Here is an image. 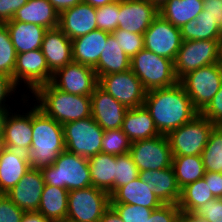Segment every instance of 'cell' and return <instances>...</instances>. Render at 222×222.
Listing matches in <instances>:
<instances>
[{"label":"cell","mask_w":222,"mask_h":222,"mask_svg":"<svg viewBox=\"0 0 222 222\" xmlns=\"http://www.w3.org/2000/svg\"><path fill=\"white\" fill-rule=\"evenodd\" d=\"M32 96L36 106L61 125L91 116L90 96L61 91L51 82L38 87Z\"/></svg>","instance_id":"cell-3"},{"label":"cell","mask_w":222,"mask_h":222,"mask_svg":"<svg viewBox=\"0 0 222 222\" xmlns=\"http://www.w3.org/2000/svg\"><path fill=\"white\" fill-rule=\"evenodd\" d=\"M10 21L32 23L46 29H54L59 25V13L48 0H28L16 11Z\"/></svg>","instance_id":"cell-25"},{"label":"cell","mask_w":222,"mask_h":222,"mask_svg":"<svg viewBox=\"0 0 222 222\" xmlns=\"http://www.w3.org/2000/svg\"><path fill=\"white\" fill-rule=\"evenodd\" d=\"M179 82L201 112L217 94L222 85V64L214 63L188 72Z\"/></svg>","instance_id":"cell-7"},{"label":"cell","mask_w":222,"mask_h":222,"mask_svg":"<svg viewBox=\"0 0 222 222\" xmlns=\"http://www.w3.org/2000/svg\"><path fill=\"white\" fill-rule=\"evenodd\" d=\"M205 172L222 173V126L216 125L202 151Z\"/></svg>","instance_id":"cell-36"},{"label":"cell","mask_w":222,"mask_h":222,"mask_svg":"<svg viewBox=\"0 0 222 222\" xmlns=\"http://www.w3.org/2000/svg\"><path fill=\"white\" fill-rule=\"evenodd\" d=\"M129 153L139 172L172 167V151L166 135L131 143Z\"/></svg>","instance_id":"cell-12"},{"label":"cell","mask_w":222,"mask_h":222,"mask_svg":"<svg viewBox=\"0 0 222 222\" xmlns=\"http://www.w3.org/2000/svg\"><path fill=\"white\" fill-rule=\"evenodd\" d=\"M31 169L24 152L5 148L0 157V191L7 193Z\"/></svg>","instance_id":"cell-26"},{"label":"cell","mask_w":222,"mask_h":222,"mask_svg":"<svg viewBox=\"0 0 222 222\" xmlns=\"http://www.w3.org/2000/svg\"><path fill=\"white\" fill-rule=\"evenodd\" d=\"M44 185L42 171L31 168L5 195L21 210L37 211Z\"/></svg>","instance_id":"cell-18"},{"label":"cell","mask_w":222,"mask_h":222,"mask_svg":"<svg viewBox=\"0 0 222 222\" xmlns=\"http://www.w3.org/2000/svg\"><path fill=\"white\" fill-rule=\"evenodd\" d=\"M118 29L141 34L159 15V9L147 0H119Z\"/></svg>","instance_id":"cell-16"},{"label":"cell","mask_w":222,"mask_h":222,"mask_svg":"<svg viewBox=\"0 0 222 222\" xmlns=\"http://www.w3.org/2000/svg\"><path fill=\"white\" fill-rule=\"evenodd\" d=\"M25 115L5 112L3 121V141L5 147L26 153L32 142V107ZM12 114V115H11Z\"/></svg>","instance_id":"cell-19"},{"label":"cell","mask_w":222,"mask_h":222,"mask_svg":"<svg viewBox=\"0 0 222 222\" xmlns=\"http://www.w3.org/2000/svg\"><path fill=\"white\" fill-rule=\"evenodd\" d=\"M21 222H52L37 211L25 212Z\"/></svg>","instance_id":"cell-52"},{"label":"cell","mask_w":222,"mask_h":222,"mask_svg":"<svg viewBox=\"0 0 222 222\" xmlns=\"http://www.w3.org/2000/svg\"><path fill=\"white\" fill-rule=\"evenodd\" d=\"M92 186L113 194L116 178V156L98 153L88 158Z\"/></svg>","instance_id":"cell-31"},{"label":"cell","mask_w":222,"mask_h":222,"mask_svg":"<svg viewBox=\"0 0 222 222\" xmlns=\"http://www.w3.org/2000/svg\"><path fill=\"white\" fill-rule=\"evenodd\" d=\"M130 69L146 91L170 87L179 82L175 74L174 61L145 48L131 58Z\"/></svg>","instance_id":"cell-5"},{"label":"cell","mask_w":222,"mask_h":222,"mask_svg":"<svg viewBox=\"0 0 222 222\" xmlns=\"http://www.w3.org/2000/svg\"><path fill=\"white\" fill-rule=\"evenodd\" d=\"M172 168L180 189L203 178L205 175L201 155L173 156Z\"/></svg>","instance_id":"cell-33"},{"label":"cell","mask_w":222,"mask_h":222,"mask_svg":"<svg viewBox=\"0 0 222 222\" xmlns=\"http://www.w3.org/2000/svg\"><path fill=\"white\" fill-rule=\"evenodd\" d=\"M109 34L110 32L96 29L71 40L73 61L94 68L98 64Z\"/></svg>","instance_id":"cell-23"},{"label":"cell","mask_w":222,"mask_h":222,"mask_svg":"<svg viewBox=\"0 0 222 222\" xmlns=\"http://www.w3.org/2000/svg\"><path fill=\"white\" fill-rule=\"evenodd\" d=\"M139 177V170L130 153L116 156V178L113 193L121 186L126 185Z\"/></svg>","instance_id":"cell-39"},{"label":"cell","mask_w":222,"mask_h":222,"mask_svg":"<svg viewBox=\"0 0 222 222\" xmlns=\"http://www.w3.org/2000/svg\"><path fill=\"white\" fill-rule=\"evenodd\" d=\"M5 148H6L5 143H4L3 139H1L0 140V157L2 156V153H3Z\"/></svg>","instance_id":"cell-59"},{"label":"cell","mask_w":222,"mask_h":222,"mask_svg":"<svg viewBox=\"0 0 222 222\" xmlns=\"http://www.w3.org/2000/svg\"><path fill=\"white\" fill-rule=\"evenodd\" d=\"M110 201L109 193L94 186L71 190L66 218L78 222H99L110 207Z\"/></svg>","instance_id":"cell-9"},{"label":"cell","mask_w":222,"mask_h":222,"mask_svg":"<svg viewBox=\"0 0 222 222\" xmlns=\"http://www.w3.org/2000/svg\"><path fill=\"white\" fill-rule=\"evenodd\" d=\"M60 14L62 11L74 7L82 2V0H48Z\"/></svg>","instance_id":"cell-51"},{"label":"cell","mask_w":222,"mask_h":222,"mask_svg":"<svg viewBox=\"0 0 222 222\" xmlns=\"http://www.w3.org/2000/svg\"><path fill=\"white\" fill-rule=\"evenodd\" d=\"M131 59L124 53L112 33L102 51L98 64L94 67L97 77L130 70Z\"/></svg>","instance_id":"cell-29"},{"label":"cell","mask_w":222,"mask_h":222,"mask_svg":"<svg viewBox=\"0 0 222 222\" xmlns=\"http://www.w3.org/2000/svg\"><path fill=\"white\" fill-rule=\"evenodd\" d=\"M68 194L67 189L45 184L37 212L52 222H62L67 217Z\"/></svg>","instance_id":"cell-30"},{"label":"cell","mask_w":222,"mask_h":222,"mask_svg":"<svg viewBox=\"0 0 222 222\" xmlns=\"http://www.w3.org/2000/svg\"><path fill=\"white\" fill-rule=\"evenodd\" d=\"M99 222H123L118 213L110 206L102 215Z\"/></svg>","instance_id":"cell-53"},{"label":"cell","mask_w":222,"mask_h":222,"mask_svg":"<svg viewBox=\"0 0 222 222\" xmlns=\"http://www.w3.org/2000/svg\"><path fill=\"white\" fill-rule=\"evenodd\" d=\"M110 204H131L157 209L163 203L154 194L153 189L140 177L130 183L119 187L111 196Z\"/></svg>","instance_id":"cell-24"},{"label":"cell","mask_w":222,"mask_h":222,"mask_svg":"<svg viewBox=\"0 0 222 222\" xmlns=\"http://www.w3.org/2000/svg\"><path fill=\"white\" fill-rule=\"evenodd\" d=\"M16 51L6 24H0V74L8 76L14 83Z\"/></svg>","instance_id":"cell-37"},{"label":"cell","mask_w":222,"mask_h":222,"mask_svg":"<svg viewBox=\"0 0 222 222\" xmlns=\"http://www.w3.org/2000/svg\"><path fill=\"white\" fill-rule=\"evenodd\" d=\"M32 142L25 153L31 168L42 170L54 163L65 150L63 127L40 110L32 107Z\"/></svg>","instance_id":"cell-2"},{"label":"cell","mask_w":222,"mask_h":222,"mask_svg":"<svg viewBox=\"0 0 222 222\" xmlns=\"http://www.w3.org/2000/svg\"><path fill=\"white\" fill-rule=\"evenodd\" d=\"M58 27L70 40L84 36L98 29L96 8L88 3L81 2L64 10L59 14Z\"/></svg>","instance_id":"cell-20"},{"label":"cell","mask_w":222,"mask_h":222,"mask_svg":"<svg viewBox=\"0 0 222 222\" xmlns=\"http://www.w3.org/2000/svg\"><path fill=\"white\" fill-rule=\"evenodd\" d=\"M123 222H147L153 209L131 204H110Z\"/></svg>","instance_id":"cell-42"},{"label":"cell","mask_w":222,"mask_h":222,"mask_svg":"<svg viewBox=\"0 0 222 222\" xmlns=\"http://www.w3.org/2000/svg\"><path fill=\"white\" fill-rule=\"evenodd\" d=\"M16 88L10 77L0 74V111L7 112L11 109L5 102L7 97L9 98V96H12L13 92L16 91Z\"/></svg>","instance_id":"cell-48"},{"label":"cell","mask_w":222,"mask_h":222,"mask_svg":"<svg viewBox=\"0 0 222 222\" xmlns=\"http://www.w3.org/2000/svg\"><path fill=\"white\" fill-rule=\"evenodd\" d=\"M130 147L131 142L121 128L104 131L102 153L118 156L129 153Z\"/></svg>","instance_id":"cell-38"},{"label":"cell","mask_w":222,"mask_h":222,"mask_svg":"<svg viewBox=\"0 0 222 222\" xmlns=\"http://www.w3.org/2000/svg\"><path fill=\"white\" fill-rule=\"evenodd\" d=\"M202 15L210 16L222 32V0H203Z\"/></svg>","instance_id":"cell-49"},{"label":"cell","mask_w":222,"mask_h":222,"mask_svg":"<svg viewBox=\"0 0 222 222\" xmlns=\"http://www.w3.org/2000/svg\"><path fill=\"white\" fill-rule=\"evenodd\" d=\"M216 125L198 114L193 120L169 132L168 139L173 156L201 155L209 135Z\"/></svg>","instance_id":"cell-6"},{"label":"cell","mask_w":222,"mask_h":222,"mask_svg":"<svg viewBox=\"0 0 222 222\" xmlns=\"http://www.w3.org/2000/svg\"><path fill=\"white\" fill-rule=\"evenodd\" d=\"M139 177L153 189L154 194L163 204H178L181 189L172 167L140 171Z\"/></svg>","instance_id":"cell-22"},{"label":"cell","mask_w":222,"mask_h":222,"mask_svg":"<svg viewBox=\"0 0 222 222\" xmlns=\"http://www.w3.org/2000/svg\"><path fill=\"white\" fill-rule=\"evenodd\" d=\"M90 98L91 116L104 131L122 128L128 108L115 100L99 85Z\"/></svg>","instance_id":"cell-17"},{"label":"cell","mask_w":222,"mask_h":222,"mask_svg":"<svg viewBox=\"0 0 222 222\" xmlns=\"http://www.w3.org/2000/svg\"><path fill=\"white\" fill-rule=\"evenodd\" d=\"M152 5L156 6L158 9H160L168 0H147Z\"/></svg>","instance_id":"cell-56"},{"label":"cell","mask_w":222,"mask_h":222,"mask_svg":"<svg viewBox=\"0 0 222 222\" xmlns=\"http://www.w3.org/2000/svg\"><path fill=\"white\" fill-rule=\"evenodd\" d=\"M219 58H220V63L222 64V33L219 39Z\"/></svg>","instance_id":"cell-58"},{"label":"cell","mask_w":222,"mask_h":222,"mask_svg":"<svg viewBox=\"0 0 222 222\" xmlns=\"http://www.w3.org/2000/svg\"><path fill=\"white\" fill-rule=\"evenodd\" d=\"M24 213L5 194L0 195V222H21Z\"/></svg>","instance_id":"cell-45"},{"label":"cell","mask_w":222,"mask_h":222,"mask_svg":"<svg viewBox=\"0 0 222 222\" xmlns=\"http://www.w3.org/2000/svg\"><path fill=\"white\" fill-rule=\"evenodd\" d=\"M98 79L99 86L126 108L132 109L144 105L147 91L131 69L103 75Z\"/></svg>","instance_id":"cell-11"},{"label":"cell","mask_w":222,"mask_h":222,"mask_svg":"<svg viewBox=\"0 0 222 222\" xmlns=\"http://www.w3.org/2000/svg\"><path fill=\"white\" fill-rule=\"evenodd\" d=\"M180 214L181 210L177 204H162L152 211L147 222H177Z\"/></svg>","instance_id":"cell-44"},{"label":"cell","mask_w":222,"mask_h":222,"mask_svg":"<svg viewBox=\"0 0 222 222\" xmlns=\"http://www.w3.org/2000/svg\"><path fill=\"white\" fill-rule=\"evenodd\" d=\"M182 41L188 40H219L221 30L208 15H202V12L196 19L191 20L180 28Z\"/></svg>","instance_id":"cell-34"},{"label":"cell","mask_w":222,"mask_h":222,"mask_svg":"<svg viewBox=\"0 0 222 222\" xmlns=\"http://www.w3.org/2000/svg\"><path fill=\"white\" fill-rule=\"evenodd\" d=\"M112 34L120 48L130 59L144 49V37L141 34L131 33L118 28Z\"/></svg>","instance_id":"cell-40"},{"label":"cell","mask_w":222,"mask_h":222,"mask_svg":"<svg viewBox=\"0 0 222 222\" xmlns=\"http://www.w3.org/2000/svg\"><path fill=\"white\" fill-rule=\"evenodd\" d=\"M51 83L70 94L91 96L99 79L93 67L72 61L53 74Z\"/></svg>","instance_id":"cell-13"},{"label":"cell","mask_w":222,"mask_h":222,"mask_svg":"<svg viewBox=\"0 0 222 222\" xmlns=\"http://www.w3.org/2000/svg\"><path fill=\"white\" fill-rule=\"evenodd\" d=\"M65 149L69 152L90 158L102 153L104 130L92 116L67 122L62 125Z\"/></svg>","instance_id":"cell-8"},{"label":"cell","mask_w":222,"mask_h":222,"mask_svg":"<svg viewBox=\"0 0 222 222\" xmlns=\"http://www.w3.org/2000/svg\"><path fill=\"white\" fill-rule=\"evenodd\" d=\"M5 112L0 111V140L3 139V121Z\"/></svg>","instance_id":"cell-57"},{"label":"cell","mask_w":222,"mask_h":222,"mask_svg":"<svg viewBox=\"0 0 222 222\" xmlns=\"http://www.w3.org/2000/svg\"><path fill=\"white\" fill-rule=\"evenodd\" d=\"M121 129L131 143L160 135L149 111L144 105L128 109Z\"/></svg>","instance_id":"cell-28"},{"label":"cell","mask_w":222,"mask_h":222,"mask_svg":"<svg viewBox=\"0 0 222 222\" xmlns=\"http://www.w3.org/2000/svg\"><path fill=\"white\" fill-rule=\"evenodd\" d=\"M41 50L53 74L73 61L72 42L59 27L45 32Z\"/></svg>","instance_id":"cell-21"},{"label":"cell","mask_w":222,"mask_h":222,"mask_svg":"<svg viewBox=\"0 0 222 222\" xmlns=\"http://www.w3.org/2000/svg\"><path fill=\"white\" fill-rule=\"evenodd\" d=\"M117 0H82V2L88 3L89 5L97 8L107 4H111Z\"/></svg>","instance_id":"cell-55"},{"label":"cell","mask_w":222,"mask_h":222,"mask_svg":"<svg viewBox=\"0 0 222 222\" xmlns=\"http://www.w3.org/2000/svg\"><path fill=\"white\" fill-rule=\"evenodd\" d=\"M209 189L204 178L183 187L177 204L181 212L193 213L208 201L213 200L215 197Z\"/></svg>","instance_id":"cell-35"},{"label":"cell","mask_w":222,"mask_h":222,"mask_svg":"<svg viewBox=\"0 0 222 222\" xmlns=\"http://www.w3.org/2000/svg\"><path fill=\"white\" fill-rule=\"evenodd\" d=\"M144 106L161 135H167L200 114L180 82L147 91Z\"/></svg>","instance_id":"cell-1"},{"label":"cell","mask_w":222,"mask_h":222,"mask_svg":"<svg viewBox=\"0 0 222 222\" xmlns=\"http://www.w3.org/2000/svg\"><path fill=\"white\" fill-rule=\"evenodd\" d=\"M203 11V0H168L159 14L173 26L181 28Z\"/></svg>","instance_id":"cell-32"},{"label":"cell","mask_w":222,"mask_h":222,"mask_svg":"<svg viewBox=\"0 0 222 222\" xmlns=\"http://www.w3.org/2000/svg\"><path fill=\"white\" fill-rule=\"evenodd\" d=\"M27 2L28 0H0V24L12 20L16 11Z\"/></svg>","instance_id":"cell-47"},{"label":"cell","mask_w":222,"mask_h":222,"mask_svg":"<svg viewBox=\"0 0 222 222\" xmlns=\"http://www.w3.org/2000/svg\"><path fill=\"white\" fill-rule=\"evenodd\" d=\"M144 48L159 56L175 60L181 47L180 28L173 26L160 14L144 32Z\"/></svg>","instance_id":"cell-14"},{"label":"cell","mask_w":222,"mask_h":222,"mask_svg":"<svg viewBox=\"0 0 222 222\" xmlns=\"http://www.w3.org/2000/svg\"><path fill=\"white\" fill-rule=\"evenodd\" d=\"M62 222H78V221H75V220H72V219H68V218H66V219L63 220Z\"/></svg>","instance_id":"cell-60"},{"label":"cell","mask_w":222,"mask_h":222,"mask_svg":"<svg viewBox=\"0 0 222 222\" xmlns=\"http://www.w3.org/2000/svg\"><path fill=\"white\" fill-rule=\"evenodd\" d=\"M179 220L181 222H207L205 219L199 218L195 214L189 212H181Z\"/></svg>","instance_id":"cell-54"},{"label":"cell","mask_w":222,"mask_h":222,"mask_svg":"<svg viewBox=\"0 0 222 222\" xmlns=\"http://www.w3.org/2000/svg\"><path fill=\"white\" fill-rule=\"evenodd\" d=\"M5 24L9 30L16 54L41 49L44 34L48 29L20 21H9Z\"/></svg>","instance_id":"cell-27"},{"label":"cell","mask_w":222,"mask_h":222,"mask_svg":"<svg viewBox=\"0 0 222 222\" xmlns=\"http://www.w3.org/2000/svg\"><path fill=\"white\" fill-rule=\"evenodd\" d=\"M193 214L207 222H222V198L208 201L196 209Z\"/></svg>","instance_id":"cell-43"},{"label":"cell","mask_w":222,"mask_h":222,"mask_svg":"<svg viewBox=\"0 0 222 222\" xmlns=\"http://www.w3.org/2000/svg\"><path fill=\"white\" fill-rule=\"evenodd\" d=\"M219 62V40L182 41L174 60L175 74L180 80L190 71Z\"/></svg>","instance_id":"cell-10"},{"label":"cell","mask_w":222,"mask_h":222,"mask_svg":"<svg viewBox=\"0 0 222 222\" xmlns=\"http://www.w3.org/2000/svg\"><path fill=\"white\" fill-rule=\"evenodd\" d=\"M204 180L215 198H222V173L205 172Z\"/></svg>","instance_id":"cell-50"},{"label":"cell","mask_w":222,"mask_h":222,"mask_svg":"<svg viewBox=\"0 0 222 222\" xmlns=\"http://www.w3.org/2000/svg\"><path fill=\"white\" fill-rule=\"evenodd\" d=\"M45 184L67 189H84L92 186L88 158L66 149L60 153L54 163L43 168Z\"/></svg>","instance_id":"cell-4"},{"label":"cell","mask_w":222,"mask_h":222,"mask_svg":"<svg viewBox=\"0 0 222 222\" xmlns=\"http://www.w3.org/2000/svg\"><path fill=\"white\" fill-rule=\"evenodd\" d=\"M119 0L96 8L97 27L112 33L118 28Z\"/></svg>","instance_id":"cell-41"},{"label":"cell","mask_w":222,"mask_h":222,"mask_svg":"<svg viewBox=\"0 0 222 222\" xmlns=\"http://www.w3.org/2000/svg\"><path fill=\"white\" fill-rule=\"evenodd\" d=\"M52 77L53 73L41 49L17 54L14 67V84L17 89L23 81L27 90L33 93L38 87L50 83Z\"/></svg>","instance_id":"cell-15"},{"label":"cell","mask_w":222,"mask_h":222,"mask_svg":"<svg viewBox=\"0 0 222 222\" xmlns=\"http://www.w3.org/2000/svg\"><path fill=\"white\" fill-rule=\"evenodd\" d=\"M211 123L222 126V85L210 103L200 112Z\"/></svg>","instance_id":"cell-46"}]
</instances>
